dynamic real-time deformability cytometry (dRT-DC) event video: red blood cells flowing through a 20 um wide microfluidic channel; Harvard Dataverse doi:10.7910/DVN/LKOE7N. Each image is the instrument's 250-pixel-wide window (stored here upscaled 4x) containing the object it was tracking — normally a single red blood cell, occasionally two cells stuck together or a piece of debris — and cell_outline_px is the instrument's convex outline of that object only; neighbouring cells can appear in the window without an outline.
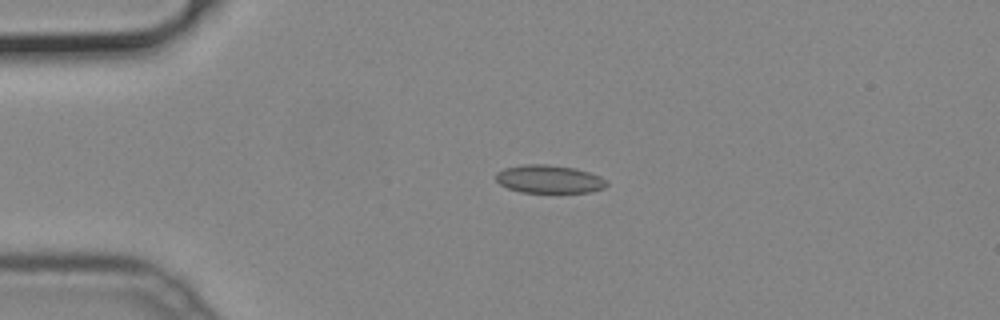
{"species": "common noctule bat (a hibernating species)", "species_latin": "Nyctalus noctula", "temperature_condition": "cold", "stored_images_in_passage": 40, "camera_frame_rate_fps": 3000, "um_per_image_px": 0.085, "animal": {"sex": "male", "body_mass_g": 19.2, "forearm_length_mm": 51.8}, "frame": {"image": 1, "passage_image": 1, "time_ms": 0.0, "image_size_px": [1000, 320], "cell_outline_px": [[608, 184], [604, 188], [588, 192], [520, 192], [508, 188], [500, 184], [496, 180], [496, 172], [504, 168], [524, 164], [548, 164], [576, 168], [600, 176], [608, 180]], "centroid_in_image_um": [46.68, 15.22], "position_along_channel_um": 38.3, "area_um2": 18.21}}
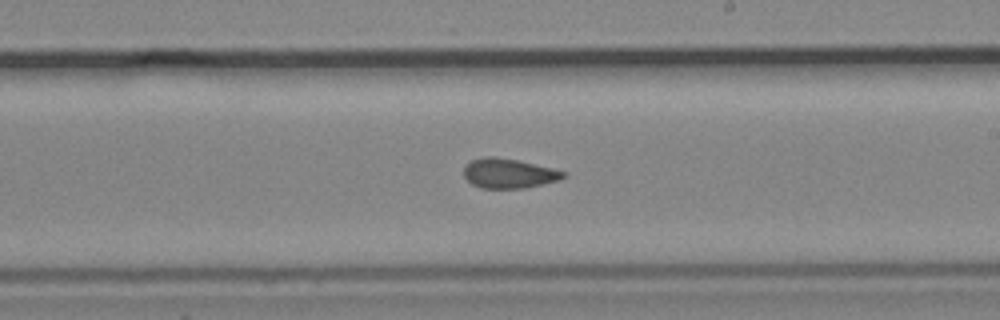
{"frame": {"image": 2, "passage_image": 19, "time_ms": 6.0, "image_size_px": [1000, 320], "cell_outline_px": [[568, 176], [560, 180], [524, 188], [480, 188], [472, 184], [464, 176], [464, 168], [472, 160], [484, 156], [492, 156], [516, 160], [552, 168], [568, 172]], "centroid_in_image_um": [43.28, 14.74], "position_along_channel_um": 245.7, "area_um2": 17.17}}
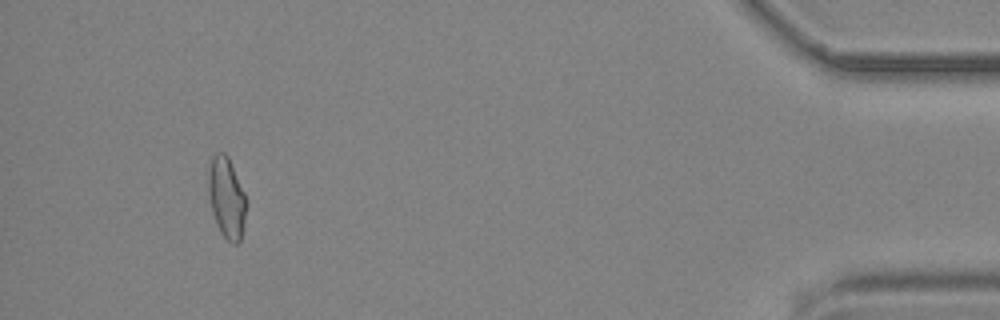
{"frame": {"image": 3, "passage_image": 37, "time_ms": 12.0, "image_size_px": [1000, 320], "cell_outline_px": [[248, 204], [240, 240], [236, 244], [232, 244], [220, 232], [216, 224], [212, 212], [208, 196], [208, 172], [212, 156], [216, 152], [224, 152], [228, 156], [244, 192]], "centroid_in_image_um": [19.25, 16.8], "position_along_channel_um": 415.9, "area_um2": 18.03}}